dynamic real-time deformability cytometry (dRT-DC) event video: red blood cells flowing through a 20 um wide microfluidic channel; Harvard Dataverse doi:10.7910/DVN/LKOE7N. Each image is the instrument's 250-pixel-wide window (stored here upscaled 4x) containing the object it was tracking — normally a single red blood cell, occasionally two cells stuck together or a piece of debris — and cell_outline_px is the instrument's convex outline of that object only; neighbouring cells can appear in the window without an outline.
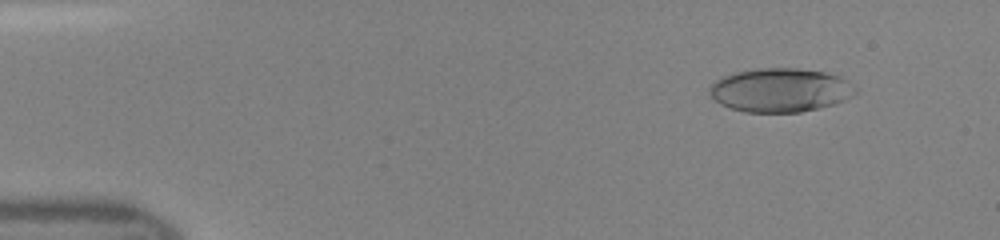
{"species": "human", "species_latin": "Homo sapiens", "temperature_condition": "room temperature", "stored_images_in_passage": 47, "camera_frame_rate_fps": 3000, "um_per_image_px": 0.085, "donor": {"sex": "female"}, "frame": {"image": 1, "passage_image": 5, "time_ms": 1.333, "image_size_px": [1000, 240], "cell_outline_px": [[856, 92], [852, 96], [844, 100], [832, 104], [800, 112], [744, 112], [720, 104], [708, 92], [708, 88], [716, 80], [724, 76], [736, 72], [760, 68], [796, 68], [824, 72], [836, 76], [844, 80], [856, 88]], "centroid_in_image_um": [66.28, 7.66], "position_along_channel_um": 18.7, "area_um2": 36.76}}
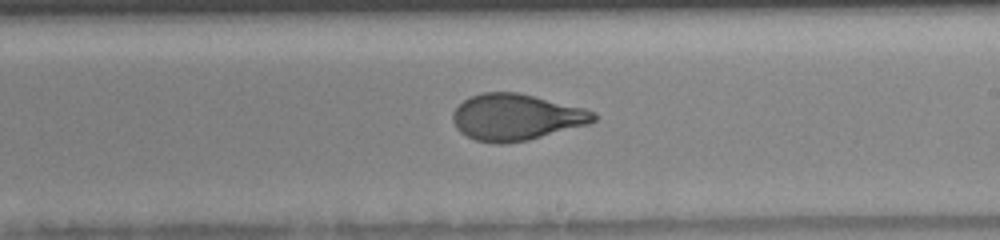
{"frame": {"image": 2, "passage_image": 28, "time_ms": 9.0, "image_size_px": [1000, 240], "cell_outline_px": [[596, 120], [588, 124], [528, 140], [504, 144], [492, 144], [476, 140], [460, 132], [456, 128], [452, 120], [452, 116], [456, 108], [464, 100], [472, 96], [484, 92], [516, 92], [584, 108], [596, 112]], "centroid_in_image_um": [43.86, 9.97], "position_along_channel_um": 245.1, "area_um2": 37.86}}
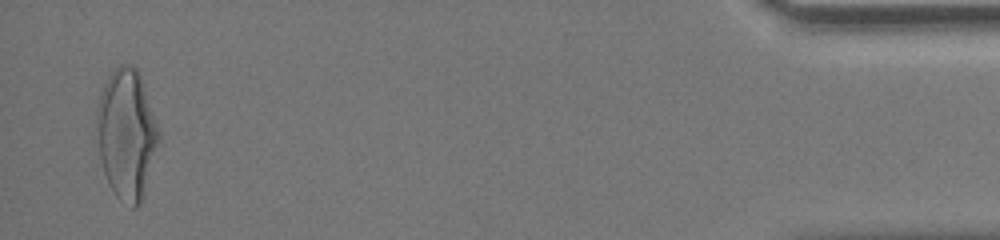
{"frame": {"image": 3, "passage_image": 46, "time_ms": 15.0, "image_size_px": [1000, 240], "cell_outline_px": [[160, 136], [144, 196], [140, 204], [136, 208], [132, 208], [120, 200], [116, 196], [108, 184], [104, 172], [100, 156], [96, 124], [96, 108], [104, 84], [108, 76], [120, 64], [128, 64], [136, 68], [144, 84], [160, 132]], "centroid_in_image_um": [10.76, 11.41], "position_along_channel_um": 424.4, "area_um2": 46.93}}